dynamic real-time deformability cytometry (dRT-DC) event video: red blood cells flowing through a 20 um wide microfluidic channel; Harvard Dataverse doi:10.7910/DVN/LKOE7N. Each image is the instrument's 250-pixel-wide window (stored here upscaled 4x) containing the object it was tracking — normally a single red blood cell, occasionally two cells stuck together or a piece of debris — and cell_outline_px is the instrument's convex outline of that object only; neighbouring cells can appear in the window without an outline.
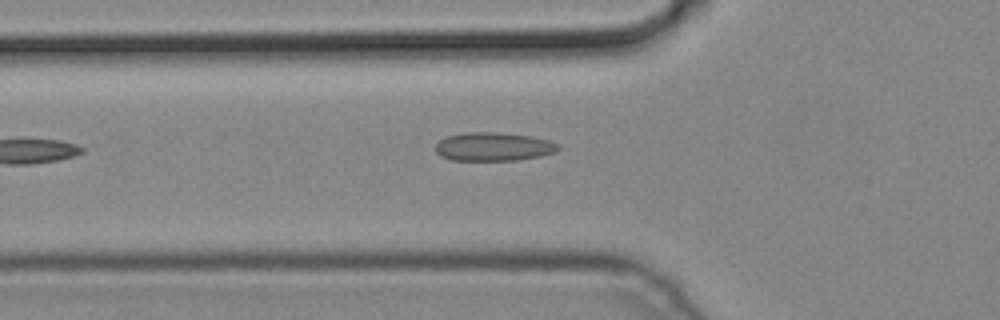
{"species": "common noctule bat (a hibernating species)", "species_latin": "Nyctalus noctula", "temperature_condition": "cold", "stored_images_in_passage": 6, "camera_frame_rate_fps": 3000, "um_per_image_px": 0.085, "animal": {"sex": "male", "body_mass_g": 19.2, "forearm_length_mm": 51.8}, "frame": {"image": 1, "passage_image": 6, "time_ms": 1.667, "image_size_px": [1000, 320], "cell_outline_px": [[560, 148], [552, 152], [540, 156], [516, 160], [452, 160], [440, 156], [436, 152], [436, 144], [440, 140], [448, 136], [464, 132], [496, 132], [532, 136], [548, 140], [556, 144]], "centroid_in_image_um": [41.9, 12.46], "position_along_channel_um": 83.9, "area_um2": 20.23}}